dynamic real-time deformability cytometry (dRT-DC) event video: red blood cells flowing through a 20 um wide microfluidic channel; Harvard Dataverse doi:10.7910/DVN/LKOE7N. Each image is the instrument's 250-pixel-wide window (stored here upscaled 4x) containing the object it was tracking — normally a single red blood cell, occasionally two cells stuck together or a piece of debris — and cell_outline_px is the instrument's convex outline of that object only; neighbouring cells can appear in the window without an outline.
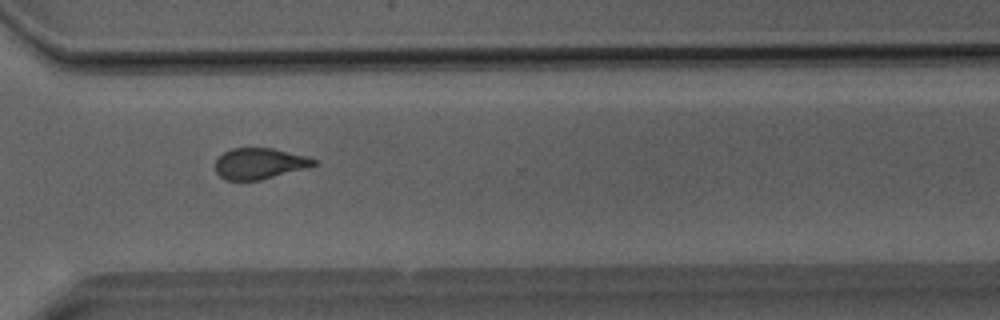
{"species": "Egyptian fruit bat (a non-hibernating species)", "species_latin": "Rousettus aegyptiacus", "temperature_condition": "room temperature", "stored_images_in_passage": 30, "camera_frame_rate_fps": 3000, "um_per_image_px": 0.085, "animal": {"sex": "male"}, "frame": {"image": 1, "passage_image": 22, "time_ms": 7.0, "image_size_px": [1000, 320], "cell_outline_px": [[316, 164], [304, 168], [260, 180], [224, 180], [216, 172], [216, 160], [224, 152], [232, 148], [272, 148], [304, 156], [316, 160]], "centroid_in_image_um": [22.0, 13.9], "position_along_channel_um": 348.6, "area_um2": 17.4}}
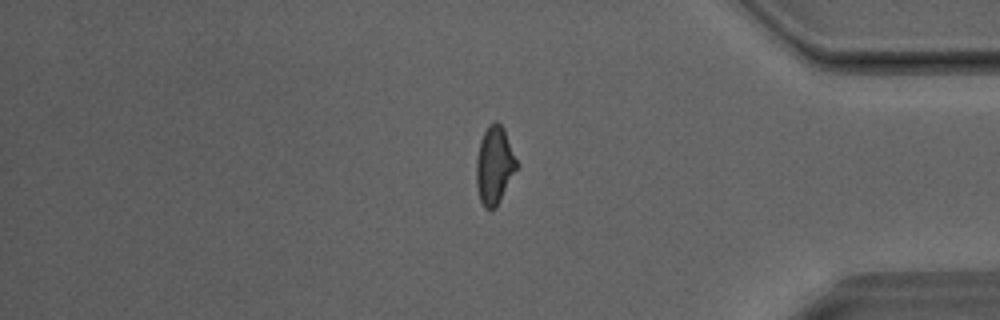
{"frame": {"image": 2, "passage_image": 26, "time_ms": 8.333, "image_size_px": [1000, 320], "cell_outline_px": [[516, 168], [496, 208], [484, 208], [480, 200], [476, 184], [476, 160], [480, 140], [488, 124], [496, 120], [504, 128], [516, 160]], "centroid_in_image_um": [41.99, 14.03], "position_along_channel_um": 393.2, "area_um2": 17.98}}